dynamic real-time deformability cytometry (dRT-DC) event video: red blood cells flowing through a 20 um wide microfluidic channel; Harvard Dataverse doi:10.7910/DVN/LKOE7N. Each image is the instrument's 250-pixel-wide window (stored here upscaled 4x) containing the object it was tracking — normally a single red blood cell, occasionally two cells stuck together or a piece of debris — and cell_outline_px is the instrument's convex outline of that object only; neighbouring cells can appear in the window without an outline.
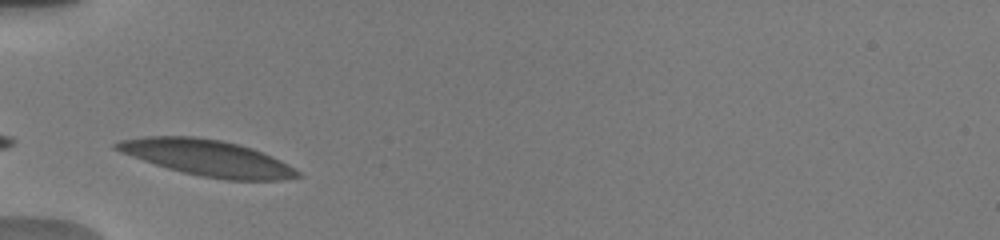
{"species": "human", "species_latin": "Homo sapiens", "temperature_condition": "warm", "stored_images_in_passage": 4, "camera_frame_rate_fps": 3000, "um_per_image_px": 0.085, "donor": {"sex": "male"}, "frame": {"image": 1, "passage_image": 2, "time_ms": 1.0, "image_size_px": [1000, 240], "cell_outline_px": [[300, 176], [284, 180], [224, 180], [200, 176], [168, 168], [120, 152], [112, 148], [112, 144], [120, 140], [144, 136], [196, 136], [220, 140], [252, 148], [280, 160], [300, 172]], "centroid_in_image_um": [17.59, 13.41], "position_along_channel_um": 67.4, "area_um2": 37.8}}